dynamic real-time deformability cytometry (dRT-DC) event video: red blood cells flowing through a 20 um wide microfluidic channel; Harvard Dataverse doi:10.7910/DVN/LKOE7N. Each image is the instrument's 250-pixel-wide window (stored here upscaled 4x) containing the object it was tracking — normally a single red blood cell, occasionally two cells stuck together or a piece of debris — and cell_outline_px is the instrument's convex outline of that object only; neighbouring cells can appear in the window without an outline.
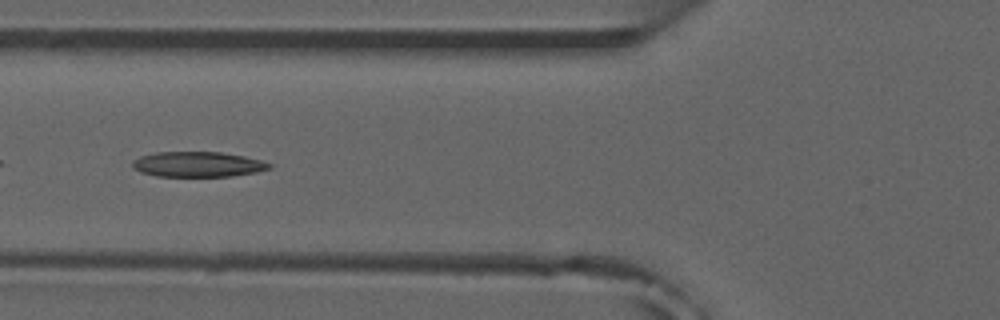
{"species": "common noctule bat (a hibernating species)", "species_latin": "Nyctalus noctula", "temperature_condition": "room temperature", "stored_images_in_passage": 6, "camera_frame_rate_fps": 3000, "um_per_image_px": 0.085, "animal": {"sex": "male", "forearm_length_mm": 52.5}, "frame": {"image": 1, "passage_image": 5, "time_ms": 4.667, "image_size_px": [1000, 320], "cell_outline_px": [[272, 168], [256, 172], [232, 176], [156, 176], [140, 172], [132, 168], [132, 160], [140, 156], [156, 152], [220, 152], [244, 156], [260, 160], [272, 164]], "centroid_in_image_um": [16.79, 13.97], "position_along_channel_um": 109.0, "area_um2": 20.17}}
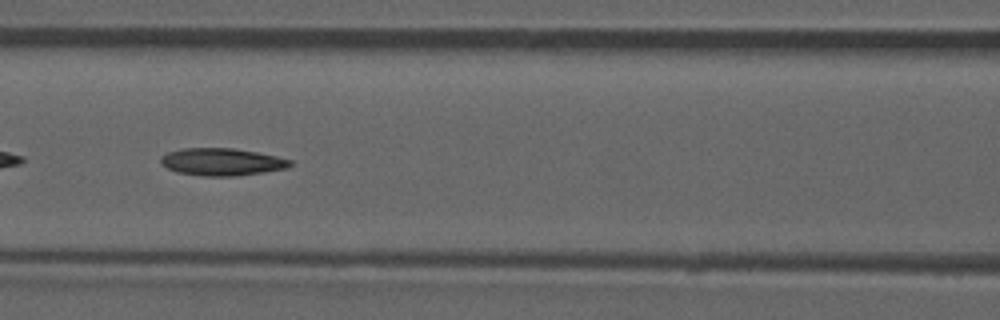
{"frame": {"image": 2, "passage_image": 6, "time_ms": 5.667, "image_size_px": [1000, 320], "cell_outline_px": [[292, 164], [288, 168], [264, 172], [236, 176], [200, 176], [176, 172], [160, 164], [160, 156], [168, 152], [180, 148], [232, 148], [256, 152], [276, 156], [292, 160]], "centroid_in_image_um": [18.83, 13.76], "position_along_channel_um": 147.8, "area_um2": 20.81}}